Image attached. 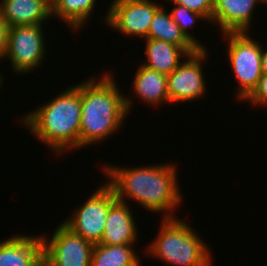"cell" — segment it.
I'll return each instance as SVG.
<instances>
[{"mask_svg":"<svg viewBox=\"0 0 267 266\" xmlns=\"http://www.w3.org/2000/svg\"><path fill=\"white\" fill-rule=\"evenodd\" d=\"M116 199L125 202V196L143 205L146 210L167 212L164 218H175L171 214L182 201L177 183L176 166L159 164L139 168L106 166L104 169ZM168 214V215H167Z\"/></svg>","mask_w":267,"mask_h":266,"instance_id":"obj_1","label":"cell"},{"mask_svg":"<svg viewBox=\"0 0 267 266\" xmlns=\"http://www.w3.org/2000/svg\"><path fill=\"white\" fill-rule=\"evenodd\" d=\"M110 74L98 81L90 78L81 83L79 149L118 131L132 106L133 102L119 92Z\"/></svg>","mask_w":267,"mask_h":266,"instance_id":"obj_2","label":"cell"},{"mask_svg":"<svg viewBox=\"0 0 267 266\" xmlns=\"http://www.w3.org/2000/svg\"><path fill=\"white\" fill-rule=\"evenodd\" d=\"M21 120L38 139L59 154L66 149H79L81 83L61 92Z\"/></svg>","mask_w":267,"mask_h":266,"instance_id":"obj_3","label":"cell"},{"mask_svg":"<svg viewBox=\"0 0 267 266\" xmlns=\"http://www.w3.org/2000/svg\"><path fill=\"white\" fill-rule=\"evenodd\" d=\"M159 234L149 245L147 253L179 266H211V253L206 243L186 222L163 218Z\"/></svg>","mask_w":267,"mask_h":266,"instance_id":"obj_4","label":"cell"},{"mask_svg":"<svg viewBox=\"0 0 267 266\" xmlns=\"http://www.w3.org/2000/svg\"><path fill=\"white\" fill-rule=\"evenodd\" d=\"M247 32L224 33L228 38V56L233 73L239 81L238 100L244 101L257 86L262 76L260 42L252 39Z\"/></svg>","mask_w":267,"mask_h":266,"instance_id":"obj_5","label":"cell"},{"mask_svg":"<svg viewBox=\"0 0 267 266\" xmlns=\"http://www.w3.org/2000/svg\"><path fill=\"white\" fill-rule=\"evenodd\" d=\"M117 201L113 189L104 182L63 224L93 245L100 244L109 208Z\"/></svg>","mask_w":267,"mask_h":266,"instance_id":"obj_6","label":"cell"},{"mask_svg":"<svg viewBox=\"0 0 267 266\" xmlns=\"http://www.w3.org/2000/svg\"><path fill=\"white\" fill-rule=\"evenodd\" d=\"M42 25L9 27L3 58H10L13 70L24 74L34 70L44 60L45 44Z\"/></svg>","mask_w":267,"mask_h":266,"instance_id":"obj_7","label":"cell"},{"mask_svg":"<svg viewBox=\"0 0 267 266\" xmlns=\"http://www.w3.org/2000/svg\"><path fill=\"white\" fill-rule=\"evenodd\" d=\"M51 240L42 236L44 266H91L94 245L73 233L63 223Z\"/></svg>","mask_w":267,"mask_h":266,"instance_id":"obj_8","label":"cell"},{"mask_svg":"<svg viewBox=\"0 0 267 266\" xmlns=\"http://www.w3.org/2000/svg\"><path fill=\"white\" fill-rule=\"evenodd\" d=\"M151 0H114L106 15V23L120 33L144 37L148 32L155 12L162 6Z\"/></svg>","mask_w":267,"mask_h":266,"instance_id":"obj_9","label":"cell"},{"mask_svg":"<svg viewBox=\"0 0 267 266\" xmlns=\"http://www.w3.org/2000/svg\"><path fill=\"white\" fill-rule=\"evenodd\" d=\"M206 47L189 54L172 73L167 75L169 101L188 102L205 95L206 82L202 71V61L207 57Z\"/></svg>","mask_w":267,"mask_h":266,"instance_id":"obj_10","label":"cell"},{"mask_svg":"<svg viewBox=\"0 0 267 266\" xmlns=\"http://www.w3.org/2000/svg\"><path fill=\"white\" fill-rule=\"evenodd\" d=\"M0 266H44L42 235H16L0 242Z\"/></svg>","mask_w":267,"mask_h":266,"instance_id":"obj_11","label":"cell"},{"mask_svg":"<svg viewBox=\"0 0 267 266\" xmlns=\"http://www.w3.org/2000/svg\"><path fill=\"white\" fill-rule=\"evenodd\" d=\"M263 0H214L212 23L223 33L249 32L253 10Z\"/></svg>","mask_w":267,"mask_h":266,"instance_id":"obj_12","label":"cell"},{"mask_svg":"<svg viewBox=\"0 0 267 266\" xmlns=\"http://www.w3.org/2000/svg\"><path fill=\"white\" fill-rule=\"evenodd\" d=\"M0 2V16L8 27L42 25V22L45 23L52 17V7L46 0H0Z\"/></svg>","mask_w":267,"mask_h":266,"instance_id":"obj_13","label":"cell"},{"mask_svg":"<svg viewBox=\"0 0 267 266\" xmlns=\"http://www.w3.org/2000/svg\"><path fill=\"white\" fill-rule=\"evenodd\" d=\"M131 212L126 202L118 200L109 208L100 244L132 245L136 241L137 228Z\"/></svg>","mask_w":267,"mask_h":266,"instance_id":"obj_14","label":"cell"},{"mask_svg":"<svg viewBox=\"0 0 267 266\" xmlns=\"http://www.w3.org/2000/svg\"><path fill=\"white\" fill-rule=\"evenodd\" d=\"M147 63L142 65L159 73L169 75L182 62L181 57H187L198 49H182L172 43L158 39H145Z\"/></svg>","mask_w":267,"mask_h":266,"instance_id":"obj_15","label":"cell"},{"mask_svg":"<svg viewBox=\"0 0 267 266\" xmlns=\"http://www.w3.org/2000/svg\"><path fill=\"white\" fill-rule=\"evenodd\" d=\"M134 77L132 86L135 94L142 101L156 106L170 102L167 91V75L141 65Z\"/></svg>","mask_w":267,"mask_h":266,"instance_id":"obj_16","label":"cell"},{"mask_svg":"<svg viewBox=\"0 0 267 266\" xmlns=\"http://www.w3.org/2000/svg\"><path fill=\"white\" fill-rule=\"evenodd\" d=\"M148 39L164 40L182 49H199L171 18V14L161 6L151 22Z\"/></svg>","mask_w":267,"mask_h":266,"instance_id":"obj_17","label":"cell"},{"mask_svg":"<svg viewBox=\"0 0 267 266\" xmlns=\"http://www.w3.org/2000/svg\"><path fill=\"white\" fill-rule=\"evenodd\" d=\"M134 245L96 244L91 255V266H140Z\"/></svg>","mask_w":267,"mask_h":266,"instance_id":"obj_18","label":"cell"},{"mask_svg":"<svg viewBox=\"0 0 267 266\" xmlns=\"http://www.w3.org/2000/svg\"><path fill=\"white\" fill-rule=\"evenodd\" d=\"M96 0H56L52 5V16H58L71 28L77 30L92 15Z\"/></svg>","mask_w":267,"mask_h":266,"instance_id":"obj_19","label":"cell"},{"mask_svg":"<svg viewBox=\"0 0 267 266\" xmlns=\"http://www.w3.org/2000/svg\"><path fill=\"white\" fill-rule=\"evenodd\" d=\"M172 8L173 10L170 14L173 21L179 26L185 36L188 37L199 49H204L205 46L198 42L199 40L195 39V37H193L190 32L187 31V28H192V26L195 25L196 20H206V18L201 14L178 4H174V7Z\"/></svg>","mask_w":267,"mask_h":266,"instance_id":"obj_20","label":"cell"},{"mask_svg":"<svg viewBox=\"0 0 267 266\" xmlns=\"http://www.w3.org/2000/svg\"><path fill=\"white\" fill-rule=\"evenodd\" d=\"M173 4H178L197 12L204 16L207 21H212L214 0H170Z\"/></svg>","mask_w":267,"mask_h":266,"instance_id":"obj_21","label":"cell"},{"mask_svg":"<svg viewBox=\"0 0 267 266\" xmlns=\"http://www.w3.org/2000/svg\"><path fill=\"white\" fill-rule=\"evenodd\" d=\"M246 100L253 105L267 104V74L262 73L257 86L244 101Z\"/></svg>","mask_w":267,"mask_h":266,"instance_id":"obj_22","label":"cell"},{"mask_svg":"<svg viewBox=\"0 0 267 266\" xmlns=\"http://www.w3.org/2000/svg\"><path fill=\"white\" fill-rule=\"evenodd\" d=\"M8 29L6 22L0 16V59L3 58L6 44H7V36H8Z\"/></svg>","mask_w":267,"mask_h":266,"instance_id":"obj_23","label":"cell"},{"mask_svg":"<svg viewBox=\"0 0 267 266\" xmlns=\"http://www.w3.org/2000/svg\"><path fill=\"white\" fill-rule=\"evenodd\" d=\"M261 71L264 74H267V50L262 49L261 57Z\"/></svg>","mask_w":267,"mask_h":266,"instance_id":"obj_24","label":"cell"},{"mask_svg":"<svg viewBox=\"0 0 267 266\" xmlns=\"http://www.w3.org/2000/svg\"><path fill=\"white\" fill-rule=\"evenodd\" d=\"M50 5H52L56 0H46Z\"/></svg>","mask_w":267,"mask_h":266,"instance_id":"obj_25","label":"cell"},{"mask_svg":"<svg viewBox=\"0 0 267 266\" xmlns=\"http://www.w3.org/2000/svg\"><path fill=\"white\" fill-rule=\"evenodd\" d=\"M3 77L0 75V85L2 84V81H3V79H2ZM1 87V86H0Z\"/></svg>","mask_w":267,"mask_h":266,"instance_id":"obj_26","label":"cell"}]
</instances>
